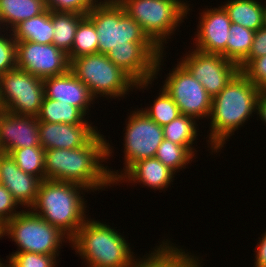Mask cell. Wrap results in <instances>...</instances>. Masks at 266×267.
<instances>
[{"instance_id": "6da1fadb", "label": "cell", "mask_w": 266, "mask_h": 267, "mask_svg": "<svg viewBox=\"0 0 266 267\" xmlns=\"http://www.w3.org/2000/svg\"><path fill=\"white\" fill-rule=\"evenodd\" d=\"M113 149L100 132L86 145L75 149L45 150V179L77 183L90 191L102 190L111 184L108 166Z\"/></svg>"}, {"instance_id": "7a4b0ae2", "label": "cell", "mask_w": 266, "mask_h": 267, "mask_svg": "<svg viewBox=\"0 0 266 267\" xmlns=\"http://www.w3.org/2000/svg\"><path fill=\"white\" fill-rule=\"evenodd\" d=\"M260 89L241 71L212 98L209 116L210 134L208 135L212 153L224 147L227 139L234 135L256 112ZM226 140V141H225Z\"/></svg>"}, {"instance_id": "3957f363", "label": "cell", "mask_w": 266, "mask_h": 267, "mask_svg": "<svg viewBox=\"0 0 266 267\" xmlns=\"http://www.w3.org/2000/svg\"><path fill=\"white\" fill-rule=\"evenodd\" d=\"M83 191L90 190L77 183L44 179L30 209L71 239L88 219Z\"/></svg>"}, {"instance_id": "277c9868", "label": "cell", "mask_w": 266, "mask_h": 267, "mask_svg": "<svg viewBox=\"0 0 266 267\" xmlns=\"http://www.w3.org/2000/svg\"><path fill=\"white\" fill-rule=\"evenodd\" d=\"M120 234L110 225L88 218L70 244L87 267H129L136 257Z\"/></svg>"}, {"instance_id": "5b68a950", "label": "cell", "mask_w": 266, "mask_h": 267, "mask_svg": "<svg viewBox=\"0 0 266 267\" xmlns=\"http://www.w3.org/2000/svg\"><path fill=\"white\" fill-rule=\"evenodd\" d=\"M70 70L89 88L96 99L98 96L119 99L129 94L134 87L139 90L146 89L153 81L137 83L122 68L116 66L107 55L100 53L74 58L70 62Z\"/></svg>"}, {"instance_id": "8992f818", "label": "cell", "mask_w": 266, "mask_h": 267, "mask_svg": "<svg viewBox=\"0 0 266 267\" xmlns=\"http://www.w3.org/2000/svg\"><path fill=\"white\" fill-rule=\"evenodd\" d=\"M147 36L162 50L190 11L181 0H118ZM165 42V43H164Z\"/></svg>"}, {"instance_id": "52a82bcc", "label": "cell", "mask_w": 266, "mask_h": 267, "mask_svg": "<svg viewBox=\"0 0 266 267\" xmlns=\"http://www.w3.org/2000/svg\"><path fill=\"white\" fill-rule=\"evenodd\" d=\"M86 17L96 29L100 54L106 55L114 47L129 46V42H153L118 0H100Z\"/></svg>"}, {"instance_id": "ba28073f", "label": "cell", "mask_w": 266, "mask_h": 267, "mask_svg": "<svg viewBox=\"0 0 266 267\" xmlns=\"http://www.w3.org/2000/svg\"><path fill=\"white\" fill-rule=\"evenodd\" d=\"M29 210V211H28ZM1 236H8L17 244L15 252L59 255L62 242L69 237L32 210H22L1 228Z\"/></svg>"}, {"instance_id": "9c48e42d", "label": "cell", "mask_w": 266, "mask_h": 267, "mask_svg": "<svg viewBox=\"0 0 266 267\" xmlns=\"http://www.w3.org/2000/svg\"><path fill=\"white\" fill-rule=\"evenodd\" d=\"M44 94L43 79L19 68L0 75V109L37 117Z\"/></svg>"}, {"instance_id": "30bf717a", "label": "cell", "mask_w": 266, "mask_h": 267, "mask_svg": "<svg viewBox=\"0 0 266 267\" xmlns=\"http://www.w3.org/2000/svg\"><path fill=\"white\" fill-rule=\"evenodd\" d=\"M125 128V168L123 167L121 172L108 169L114 184L137 161L155 157L159 145L164 140L163 128L140 109L132 111Z\"/></svg>"}, {"instance_id": "8fae6325", "label": "cell", "mask_w": 266, "mask_h": 267, "mask_svg": "<svg viewBox=\"0 0 266 267\" xmlns=\"http://www.w3.org/2000/svg\"><path fill=\"white\" fill-rule=\"evenodd\" d=\"M172 70L163 88L177 104L180 113L197 120L209 118L212 97L204 86L180 62Z\"/></svg>"}, {"instance_id": "7c38bea8", "label": "cell", "mask_w": 266, "mask_h": 267, "mask_svg": "<svg viewBox=\"0 0 266 267\" xmlns=\"http://www.w3.org/2000/svg\"><path fill=\"white\" fill-rule=\"evenodd\" d=\"M163 53L154 42H129V46L114 47L106 55L138 83L156 79Z\"/></svg>"}, {"instance_id": "4fadbf2b", "label": "cell", "mask_w": 266, "mask_h": 267, "mask_svg": "<svg viewBox=\"0 0 266 267\" xmlns=\"http://www.w3.org/2000/svg\"><path fill=\"white\" fill-rule=\"evenodd\" d=\"M193 50L188 54L186 53L184 59L181 58L180 63L213 98L240 71L239 66L220 54L205 53L195 48Z\"/></svg>"}, {"instance_id": "5bb4252c", "label": "cell", "mask_w": 266, "mask_h": 267, "mask_svg": "<svg viewBox=\"0 0 266 267\" xmlns=\"http://www.w3.org/2000/svg\"><path fill=\"white\" fill-rule=\"evenodd\" d=\"M17 68L39 78L53 77L70 69L67 54L52 44L16 42Z\"/></svg>"}, {"instance_id": "9a60e30c", "label": "cell", "mask_w": 266, "mask_h": 267, "mask_svg": "<svg viewBox=\"0 0 266 267\" xmlns=\"http://www.w3.org/2000/svg\"><path fill=\"white\" fill-rule=\"evenodd\" d=\"M195 47L197 50L220 54L226 59V42L229 38L231 20L223 6L205 9L199 18Z\"/></svg>"}, {"instance_id": "2e32d148", "label": "cell", "mask_w": 266, "mask_h": 267, "mask_svg": "<svg viewBox=\"0 0 266 267\" xmlns=\"http://www.w3.org/2000/svg\"><path fill=\"white\" fill-rule=\"evenodd\" d=\"M35 146H41L37 118L0 109V153Z\"/></svg>"}, {"instance_id": "e0dca14e", "label": "cell", "mask_w": 266, "mask_h": 267, "mask_svg": "<svg viewBox=\"0 0 266 267\" xmlns=\"http://www.w3.org/2000/svg\"><path fill=\"white\" fill-rule=\"evenodd\" d=\"M40 145L47 149H75L88 144L98 133L91 124L71 125L38 121Z\"/></svg>"}, {"instance_id": "ac0fdd59", "label": "cell", "mask_w": 266, "mask_h": 267, "mask_svg": "<svg viewBox=\"0 0 266 267\" xmlns=\"http://www.w3.org/2000/svg\"><path fill=\"white\" fill-rule=\"evenodd\" d=\"M41 180L19 169L10 154L0 153V184L5 186L23 208L36 200Z\"/></svg>"}, {"instance_id": "d6986e66", "label": "cell", "mask_w": 266, "mask_h": 267, "mask_svg": "<svg viewBox=\"0 0 266 267\" xmlns=\"http://www.w3.org/2000/svg\"><path fill=\"white\" fill-rule=\"evenodd\" d=\"M45 98L79 108L85 115L95 97L89 88L69 69L66 73L43 79Z\"/></svg>"}, {"instance_id": "ffe728a7", "label": "cell", "mask_w": 266, "mask_h": 267, "mask_svg": "<svg viewBox=\"0 0 266 267\" xmlns=\"http://www.w3.org/2000/svg\"><path fill=\"white\" fill-rule=\"evenodd\" d=\"M175 173L160 162L156 157L142 159L134 163L117 181L114 185L119 182L128 184L129 183H142L145 187H150L154 190H165L168 188Z\"/></svg>"}, {"instance_id": "44dd1931", "label": "cell", "mask_w": 266, "mask_h": 267, "mask_svg": "<svg viewBox=\"0 0 266 267\" xmlns=\"http://www.w3.org/2000/svg\"><path fill=\"white\" fill-rule=\"evenodd\" d=\"M166 240L156 246L154 251L142 256L143 258H135L136 260L134 259L129 267H186L196 257V255H189L191 253H186L179 246L176 247L168 239Z\"/></svg>"}, {"instance_id": "7402d4cb", "label": "cell", "mask_w": 266, "mask_h": 267, "mask_svg": "<svg viewBox=\"0 0 266 267\" xmlns=\"http://www.w3.org/2000/svg\"><path fill=\"white\" fill-rule=\"evenodd\" d=\"M46 9L45 0H0V30L7 26L5 31L9 28L12 31L22 21L37 16Z\"/></svg>"}, {"instance_id": "603a6c76", "label": "cell", "mask_w": 266, "mask_h": 267, "mask_svg": "<svg viewBox=\"0 0 266 267\" xmlns=\"http://www.w3.org/2000/svg\"><path fill=\"white\" fill-rule=\"evenodd\" d=\"M53 29L51 11L46 9L43 13L19 23L12 30V34L16 42L31 41L52 44Z\"/></svg>"}, {"instance_id": "cb8c5ba5", "label": "cell", "mask_w": 266, "mask_h": 267, "mask_svg": "<svg viewBox=\"0 0 266 267\" xmlns=\"http://www.w3.org/2000/svg\"><path fill=\"white\" fill-rule=\"evenodd\" d=\"M258 0H228L222 5L232 23L253 31L263 27L264 5Z\"/></svg>"}, {"instance_id": "d4e9b609", "label": "cell", "mask_w": 266, "mask_h": 267, "mask_svg": "<svg viewBox=\"0 0 266 267\" xmlns=\"http://www.w3.org/2000/svg\"><path fill=\"white\" fill-rule=\"evenodd\" d=\"M85 116L76 106L44 97L36 118L38 121L50 123L89 124Z\"/></svg>"}, {"instance_id": "484cf974", "label": "cell", "mask_w": 266, "mask_h": 267, "mask_svg": "<svg viewBox=\"0 0 266 267\" xmlns=\"http://www.w3.org/2000/svg\"><path fill=\"white\" fill-rule=\"evenodd\" d=\"M85 17L79 13L51 11L54 28L52 43L68 54L71 51L78 25Z\"/></svg>"}, {"instance_id": "4316f807", "label": "cell", "mask_w": 266, "mask_h": 267, "mask_svg": "<svg viewBox=\"0 0 266 267\" xmlns=\"http://www.w3.org/2000/svg\"><path fill=\"white\" fill-rule=\"evenodd\" d=\"M196 122L198 121L195 118L180 114L176 119L162 127L164 138L187 147L195 155L196 150L192 145L198 136Z\"/></svg>"}, {"instance_id": "83f0119b", "label": "cell", "mask_w": 266, "mask_h": 267, "mask_svg": "<svg viewBox=\"0 0 266 267\" xmlns=\"http://www.w3.org/2000/svg\"><path fill=\"white\" fill-rule=\"evenodd\" d=\"M226 42V59L238 66L248 57L255 31L232 23Z\"/></svg>"}, {"instance_id": "f1b7e54d", "label": "cell", "mask_w": 266, "mask_h": 267, "mask_svg": "<svg viewBox=\"0 0 266 267\" xmlns=\"http://www.w3.org/2000/svg\"><path fill=\"white\" fill-rule=\"evenodd\" d=\"M98 53V35L94 24L85 17L78 25L71 51L67 54L69 61L74 58Z\"/></svg>"}, {"instance_id": "f546056e", "label": "cell", "mask_w": 266, "mask_h": 267, "mask_svg": "<svg viewBox=\"0 0 266 267\" xmlns=\"http://www.w3.org/2000/svg\"><path fill=\"white\" fill-rule=\"evenodd\" d=\"M10 156L25 173L34 175L41 181L45 179V150L42 146L15 149Z\"/></svg>"}, {"instance_id": "4dcf8cb0", "label": "cell", "mask_w": 266, "mask_h": 267, "mask_svg": "<svg viewBox=\"0 0 266 267\" xmlns=\"http://www.w3.org/2000/svg\"><path fill=\"white\" fill-rule=\"evenodd\" d=\"M194 154L185 146L175 144L164 138L159 145L155 157L174 173L182 170L192 162Z\"/></svg>"}, {"instance_id": "1f68e13d", "label": "cell", "mask_w": 266, "mask_h": 267, "mask_svg": "<svg viewBox=\"0 0 266 267\" xmlns=\"http://www.w3.org/2000/svg\"><path fill=\"white\" fill-rule=\"evenodd\" d=\"M153 103L149 108H141V110L161 127L169 124L181 114L179 107L164 88H161L159 96Z\"/></svg>"}, {"instance_id": "d6a6232c", "label": "cell", "mask_w": 266, "mask_h": 267, "mask_svg": "<svg viewBox=\"0 0 266 267\" xmlns=\"http://www.w3.org/2000/svg\"><path fill=\"white\" fill-rule=\"evenodd\" d=\"M12 253L8 256L7 267H56V260H58L57 258L59 256L33 252Z\"/></svg>"}, {"instance_id": "836d02e7", "label": "cell", "mask_w": 266, "mask_h": 267, "mask_svg": "<svg viewBox=\"0 0 266 267\" xmlns=\"http://www.w3.org/2000/svg\"><path fill=\"white\" fill-rule=\"evenodd\" d=\"M2 32L0 30V75L17 67L16 41L12 32H6V36Z\"/></svg>"}, {"instance_id": "e575fe53", "label": "cell", "mask_w": 266, "mask_h": 267, "mask_svg": "<svg viewBox=\"0 0 266 267\" xmlns=\"http://www.w3.org/2000/svg\"><path fill=\"white\" fill-rule=\"evenodd\" d=\"M99 0H45L46 8L56 12H72L87 15Z\"/></svg>"}, {"instance_id": "d590c367", "label": "cell", "mask_w": 266, "mask_h": 267, "mask_svg": "<svg viewBox=\"0 0 266 267\" xmlns=\"http://www.w3.org/2000/svg\"><path fill=\"white\" fill-rule=\"evenodd\" d=\"M241 72L260 90H266V55L253 59Z\"/></svg>"}, {"instance_id": "8d00e7d4", "label": "cell", "mask_w": 266, "mask_h": 267, "mask_svg": "<svg viewBox=\"0 0 266 267\" xmlns=\"http://www.w3.org/2000/svg\"><path fill=\"white\" fill-rule=\"evenodd\" d=\"M20 206L9 190L0 184V226L3 227L9 220L21 211H16Z\"/></svg>"}, {"instance_id": "74e56055", "label": "cell", "mask_w": 266, "mask_h": 267, "mask_svg": "<svg viewBox=\"0 0 266 267\" xmlns=\"http://www.w3.org/2000/svg\"><path fill=\"white\" fill-rule=\"evenodd\" d=\"M266 55V28L262 27L255 32L248 57L239 65L242 71L253 59Z\"/></svg>"}, {"instance_id": "f35d334b", "label": "cell", "mask_w": 266, "mask_h": 267, "mask_svg": "<svg viewBox=\"0 0 266 267\" xmlns=\"http://www.w3.org/2000/svg\"><path fill=\"white\" fill-rule=\"evenodd\" d=\"M259 238V242L257 243V248L254 252L255 254V262L254 267H266V231Z\"/></svg>"}, {"instance_id": "ab89813d", "label": "cell", "mask_w": 266, "mask_h": 267, "mask_svg": "<svg viewBox=\"0 0 266 267\" xmlns=\"http://www.w3.org/2000/svg\"><path fill=\"white\" fill-rule=\"evenodd\" d=\"M257 115L260 119L266 123V90H260L258 99H257Z\"/></svg>"}, {"instance_id": "60d3db41", "label": "cell", "mask_w": 266, "mask_h": 267, "mask_svg": "<svg viewBox=\"0 0 266 267\" xmlns=\"http://www.w3.org/2000/svg\"><path fill=\"white\" fill-rule=\"evenodd\" d=\"M198 261H200L199 257L196 256L186 267H202L201 266L202 261L200 262Z\"/></svg>"}, {"instance_id": "b9f144b4", "label": "cell", "mask_w": 266, "mask_h": 267, "mask_svg": "<svg viewBox=\"0 0 266 267\" xmlns=\"http://www.w3.org/2000/svg\"><path fill=\"white\" fill-rule=\"evenodd\" d=\"M263 27L266 28V5L264 3Z\"/></svg>"}, {"instance_id": "7bdbcfd3", "label": "cell", "mask_w": 266, "mask_h": 267, "mask_svg": "<svg viewBox=\"0 0 266 267\" xmlns=\"http://www.w3.org/2000/svg\"><path fill=\"white\" fill-rule=\"evenodd\" d=\"M0 267H7V264L3 263L0 259Z\"/></svg>"}]
</instances>
